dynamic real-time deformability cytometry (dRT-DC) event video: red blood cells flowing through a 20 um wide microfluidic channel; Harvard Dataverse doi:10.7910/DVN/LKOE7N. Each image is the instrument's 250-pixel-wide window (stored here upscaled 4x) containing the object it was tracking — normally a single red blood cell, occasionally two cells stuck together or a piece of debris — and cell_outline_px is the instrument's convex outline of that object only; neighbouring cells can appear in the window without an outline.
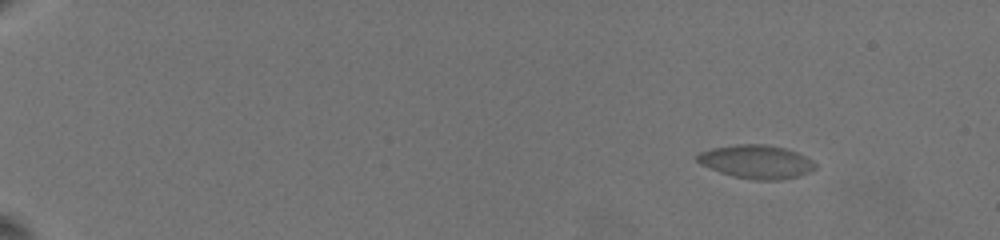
{"species": "common noctule bat (a hibernating species)", "species_latin": "Nyctalus noctula", "temperature_condition": "warm", "stored_images_in_passage": 15, "camera_frame_rate_fps": 3000, "um_per_image_px": 0.085, "animal": {"sex": "female", "body_mass_g": 19.5, "forearm_length_mm": 54.1}, "frame": {"image": 1, "passage_image": 13, "time_ms": 3.333, "image_size_px": [1000, 240], "cell_outline_px": [[816, 168], [808, 172], [796, 176], [776, 180], [760, 180], [736, 176], [720, 172], [700, 164], [696, 160], [696, 156], [700, 152], [716, 148], [744, 144], [760, 144], [784, 148], [816, 164]], "centroid_in_image_um": [64.24, 13.76], "position_along_channel_um": 20.8, "area_um2": 22.02}}